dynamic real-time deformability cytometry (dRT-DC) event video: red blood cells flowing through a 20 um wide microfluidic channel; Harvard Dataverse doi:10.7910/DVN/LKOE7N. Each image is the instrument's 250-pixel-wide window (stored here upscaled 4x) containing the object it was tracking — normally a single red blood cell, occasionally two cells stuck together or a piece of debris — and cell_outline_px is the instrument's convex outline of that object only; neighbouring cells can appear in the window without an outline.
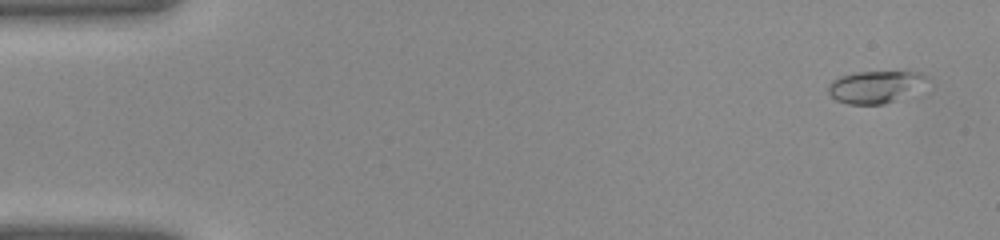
{"species": "common noctule bat (a hibernating species)", "species_latin": "Nyctalus noctula", "temperature_condition": "warm", "stored_images_in_passage": 40, "camera_frame_rate_fps": 3000, "um_per_image_px": 0.085, "animal": {"sex": "female", "body_mass_g": 22.0, "forearm_length_mm": 56.7}, "frame": {"image": 1, "passage_image": 2, "time_ms": 0.333, "image_size_px": [1000, 240], "cell_outline_px": [[924, 76], [896, 100], [884, 104], [848, 104], [836, 100], [828, 92], [828, 84], [832, 80], [840, 76], [856, 72], [920, 72]], "centroid_in_image_um": [74.14, 7.38], "position_along_channel_um": 10.9, "area_um2": 17.22}}
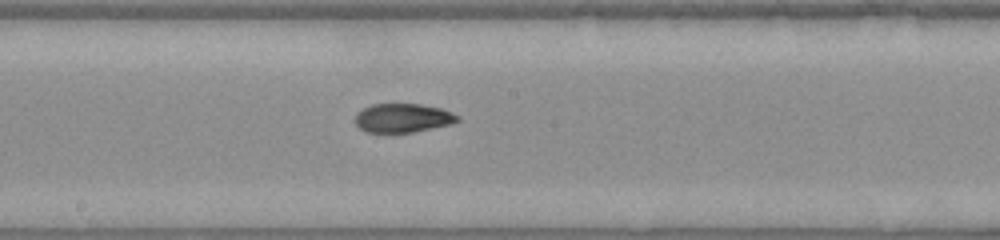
{"frame": {"image": 2, "passage_image": 22, "time_ms": 7.0, "image_size_px": [1000, 240], "cell_outline_px": [[460, 120], [448, 124], [432, 128], [412, 132], [368, 132], [360, 128], [356, 124], [356, 112], [372, 104], [420, 104], [440, 108], [452, 112], [460, 116]], "centroid_in_image_um": [34.24, 10.02], "position_along_channel_um": 214.0, "area_um2": 17.05}}
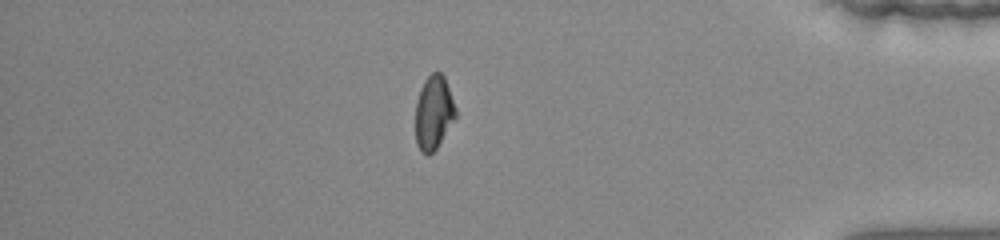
{"frame": {"image": 3, "passage_image": 35, "time_ms": 11.333, "image_size_px": [1000, 240], "cell_outline_px": [[456, 116], [436, 148], [428, 156], [420, 152], [416, 144], [416, 100], [420, 88], [424, 80], [432, 72], [440, 72], [444, 76], [456, 108]], "centroid_in_image_um": [36.84, 9.57], "position_along_channel_um": 398.4, "area_um2": 17.22}}